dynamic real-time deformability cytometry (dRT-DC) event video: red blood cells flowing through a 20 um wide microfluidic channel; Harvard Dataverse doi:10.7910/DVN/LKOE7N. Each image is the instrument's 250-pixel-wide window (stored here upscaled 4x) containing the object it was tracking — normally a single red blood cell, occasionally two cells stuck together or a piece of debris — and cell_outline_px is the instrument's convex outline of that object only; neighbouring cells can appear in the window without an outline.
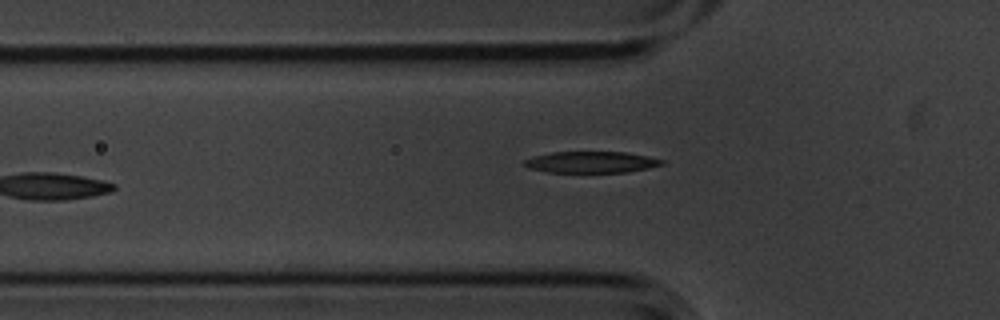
{"species": "common noctule bat (a hibernating species)", "species_latin": "Nyctalus noctula", "temperature_condition": "cold", "stored_images_in_passage": 10, "camera_frame_rate_fps": 3000, "um_per_image_px": 0.085, "animal": {"sex": "male", "body_mass_g": 20.1, "forearm_length_mm": 53.5}, "frame": {"image": 1, "passage_image": 6, "time_ms": 1.667, "image_size_px": [1000, 320], "cell_outline_px": [[664, 164], [648, 168], [628, 172], [548, 172], [528, 168], [524, 164], [524, 160], [536, 156], [552, 152], [624, 152], [664, 160]], "centroid_in_image_um": [50.25, 13.79], "position_along_channel_um": 75.6, "area_um2": 16.88}}
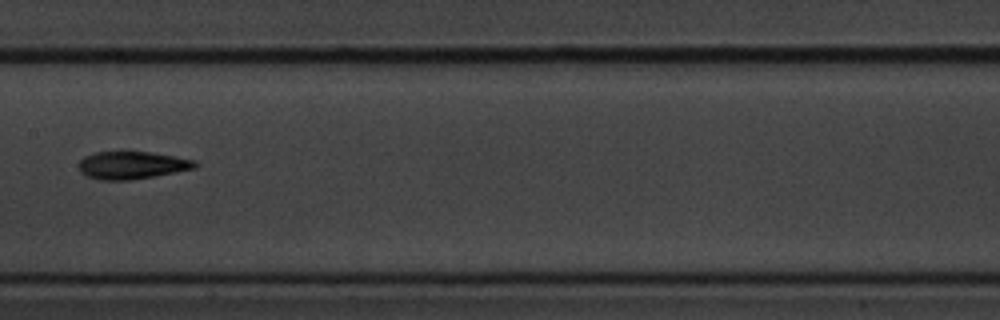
{"frame": {"image": 2, "passage_image": 9, "time_ms": 2.667, "image_size_px": [1000, 320], "cell_outline_px": [[200, 164], [196, 168], [156, 176], [132, 180], [100, 180], [88, 176], [80, 172], [80, 160], [84, 156], [92, 152], [148, 152], [196, 160]], "centroid_in_image_um": [11.24, 14.05], "position_along_channel_um": 196.2, "area_um2": 18.73}}
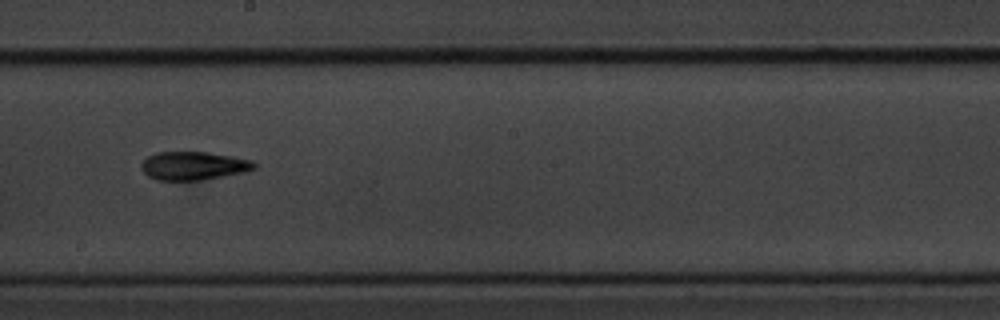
{"frame": {"image": 3, "passage_image": 10, "time_ms": 3.0, "image_size_px": [1000, 320], "cell_outline_px": [[256, 168], [244, 172], [204, 180], [156, 180], [148, 176], [140, 168], [140, 164], [148, 156], [156, 152], [208, 152], [232, 156], [252, 160], [256, 164]], "centroid_in_image_um": [16.44, 14.09], "position_along_channel_um": 231.8, "area_um2": 18.79}}